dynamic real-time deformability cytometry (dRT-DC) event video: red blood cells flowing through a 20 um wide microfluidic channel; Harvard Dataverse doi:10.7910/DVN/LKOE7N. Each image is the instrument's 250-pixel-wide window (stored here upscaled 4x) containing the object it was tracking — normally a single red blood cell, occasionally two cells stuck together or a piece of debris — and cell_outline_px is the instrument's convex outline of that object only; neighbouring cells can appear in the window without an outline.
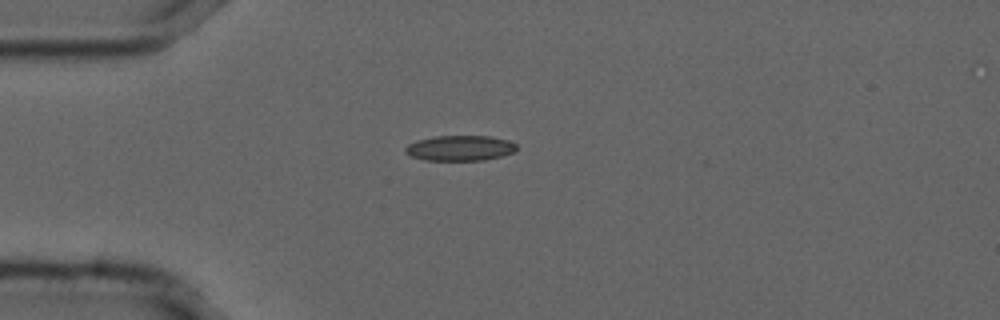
{"species": "common noctule bat (a hibernating species)", "species_latin": "Nyctalus noctula", "temperature_condition": "cold", "stored_images_in_passage": 31, "camera_frame_rate_fps": 3000, "um_per_image_px": 0.085, "animal": {"sex": "male", "forearm_length_mm": 52.5}, "frame": {"image": 1, "passage_image": 1, "time_ms": 0.0, "image_size_px": [1000, 320], "cell_outline_px": [[516, 152], [484, 160], [424, 160], [408, 156], [404, 152], [404, 148], [408, 144], [416, 140], [436, 136], [492, 136], [508, 140], [516, 144]], "centroid_in_image_um": [39.07, 12.59], "position_along_channel_um": 45.9, "area_um2": 16.59}}
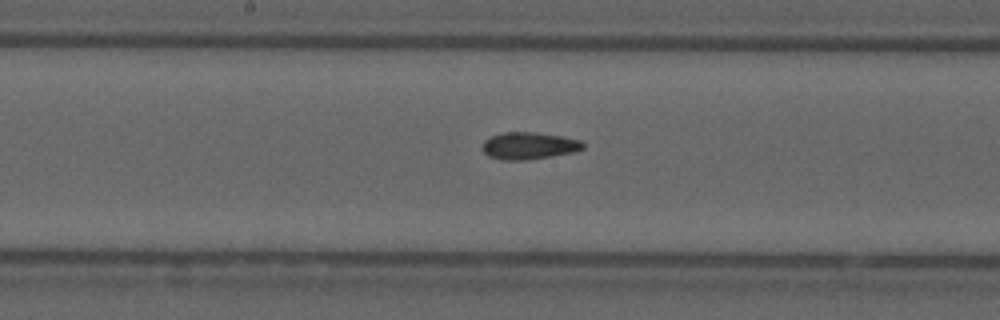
{"frame": {"image": 2, "passage_image": 15, "time_ms": 4.667, "image_size_px": [1000, 320], "cell_outline_px": [[584, 148], [576, 152], [524, 160], [504, 160], [488, 156], [484, 152], [484, 140], [488, 136], [504, 132], [536, 132], [564, 136], [580, 140], [584, 144]], "centroid_in_image_um": [44.98, 12.37], "position_along_channel_um": 203.2, "area_um2": 15.95}}
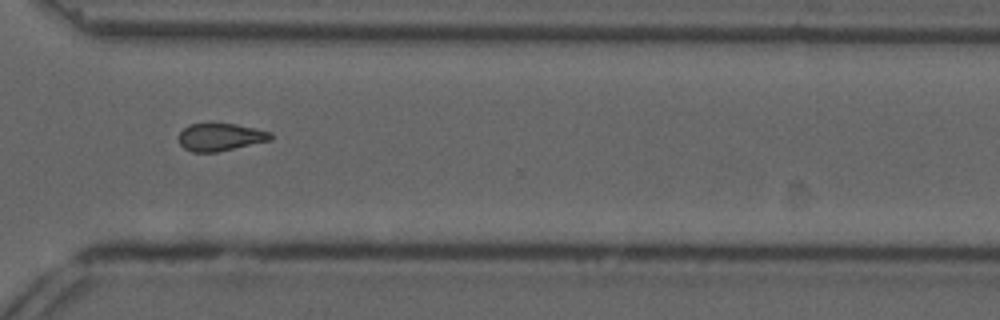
{"frame": {"image": 3, "passage_image": 27, "time_ms": 8.667, "image_size_px": [1000, 320], "cell_outline_px": [[272, 140], [216, 152], [192, 152], [184, 148], [180, 144], [180, 132], [188, 124], [236, 124], [272, 132]], "centroid_in_image_um": [18.75, 11.65], "position_along_channel_um": 351.9, "area_um2": 14.62}, "authors_computed_cell_mechanics": {"area_um2": 15.6638, "velocity_mm_per_s": 3.727, "shape_relaxation_time_tau1_ms": null, "shape_relaxation_time_tau2_ms": 6.1447, "deformation_change_tau1": null, "deformation_change_tau2": 0.1113}}